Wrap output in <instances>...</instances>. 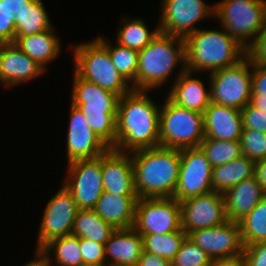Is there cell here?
<instances>
[{
    "label": "cell",
    "mask_w": 266,
    "mask_h": 266,
    "mask_svg": "<svg viewBox=\"0 0 266 266\" xmlns=\"http://www.w3.org/2000/svg\"><path fill=\"white\" fill-rule=\"evenodd\" d=\"M16 36L37 34L52 29L51 22L41 0H33L15 16Z\"/></svg>",
    "instance_id": "29"
},
{
    "label": "cell",
    "mask_w": 266,
    "mask_h": 266,
    "mask_svg": "<svg viewBox=\"0 0 266 266\" xmlns=\"http://www.w3.org/2000/svg\"><path fill=\"white\" fill-rule=\"evenodd\" d=\"M79 266H98V265H88V264H82V265H79Z\"/></svg>",
    "instance_id": "48"
},
{
    "label": "cell",
    "mask_w": 266,
    "mask_h": 266,
    "mask_svg": "<svg viewBox=\"0 0 266 266\" xmlns=\"http://www.w3.org/2000/svg\"><path fill=\"white\" fill-rule=\"evenodd\" d=\"M45 69L14 43L0 44V81L12 87L43 74Z\"/></svg>",
    "instance_id": "19"
},
{
    "label": "cell",
    "mask_w": 266,
    "mask_h": 266,
    "mask_svg": "<svg viewBox=\"0 0 266 266\" xmlns=\"http://www.w3.org/2000/svg\"><path fill=\"white\" fill-rule=\"evenodd\" d=\"M212 170L200 147L181 149L179 178L173 198L182 202L213 191Z\"/></svg>",
    "instance_id": "12"
},
{
    "label": "cell",
    "mask_w": 266,
    "mask_h": 266,
    "mask_svg": "<svg viewBox=\"0 0 266 266\" xmlns=\"http://www.w3.org/2000/svg\"><path fill=\"white\" fill-rule=\"evenodd\" d=\"M116 229L105 222L93 209L78 210L72 235L105 244Z\"/></svg>",
    "instance_id": "27"
},
{
    "label": "cell",
    "mask_w": 266,
    "mask_h": 266,
    "mask_svg": "<svg viewBox=\"0 0 266 266\" xmlns=\"http://www.w3.org/2000/svg\"><path fill=\"white\" fill-rule=\"evenodd\" d=\"M245 266H266V241H261L243 250Z\"/></svg>",
    "instance_id": "42"
},
{
    "label": "cell",
    "mask_w": 266,
    "mask_h": 266,
    "mask_svg": "<svg viewBox=\"0 0 266 266\" xmlns=\"http://www.w3.org/2000/svg\"><path fill=\"white\" fill-rule=\"evenodd\" d=\"M203 115L205 138L240 140L243 129L241 110L210 102Z\"/></svg>",
    "instance_id": "20"
},
{
    "label": "cell",
    "mask_w": 266,
    "mask_h": 266,
    "mask_svg": "<svg viewBox=\"0 0 266 266\" xmlns=\"http://www.w3.org/2000/svg\"><path fill=\"white\" fill-rule=\"evenodd\" d=\"M192 74L183 66L167 97L178 106L204 113L211 102L210 91L200 79L192 78Z\"/></svg>",
    "instance_id": "24"
},
{
    "label": "cell",
    "mask_w": 266,
    "mask_h": 266,
    "mask_svg": "<svg viewBox=\"0 0 266 266\" xmlns=\"http://www.w3.org/2000/svg\"><path fill=\"white\" fill-rule=\"evenodd\" d=\"M214 7L222 28L246 50L265 26L266 0H222Z\"/></svg>",
    "instance_id": "8"
},
{
    "label": "cell",
    "mask_w": 266,
    "mask_h": 266,
    "mask_svg": "<svg viewBox=\"0 0 266 266\" xmlns=\"http://www.w3.org/2000/svg\"><path fill=\"white\" fill-rule=\"evenodd\" d=\"M133 228L140 234H165L181 229V207L175 198H138Z\"/></svg>",
    "instance_id": "10"
},
{
    "label": "cell",
    "mask_w": 266,
    "mask_h": 266,
    "mask_svg": "<svg viewBox=\"0 0 266 266\" xmlns=\"http://www.w3.org/2000/svg\"><path fill=\"white\" fill-rule=\"evenodd\" d=\"M243 129H253L266 133V111L249 103L241 110Z\"/></svg>",
    "instance_id": "40"
},
{
    "label": "cell",
    "mask_w": 266,
    "mask_h": 266,
    "mask_svg": "<svg viewBox=\"0 0 266 266\" xmlns=\"http://www.w3.org/2000/svg\"><path fill=\"white\" fill-rule=\"evenodd\" d=\"M159 135L162 147H199L205 138L204 115L178 106L167 97L160 109Z\"/></svg>",
    "instance_id": "7"
},
{
    "label": "cell",
    "mask_w": 266,
    "mask_h": 266,
    "mask_svg": "<svg viewBox=\"0 0 266 266\" xmlns=\"http://www.w3.org/2000/svg\"><path fill=\"white\" fill-rule=\"evenodd\" d=\"M161 8L159 31L182 38L199 29L194 23L214 17L215 10L203 0H163Z\"/></svg>",
    "instance_id": "13"
},
{
    "label": "cell",
    "mask_w": 266,
    "mask_h": 266,
    "mask_svg": "<svg viewBox=\"0 0 266 266\" xmlns=\"http://www.w3.org/2000/svg\"><path fill=\"white\" fill-rule=\"evenodd\" d=\"M187 237L212 259L243 254L244 246L238 222L228 220L216 227L192 231Z\"/></svg>",
    "instance_id": "16"
},
{
    "label": "cell",
    "mask_w": 266,
    "mask_h": 266,
    "mask_svg": "<svg viewBox=\"0 0 266 266\" xmlns=\"http://www.w3.org/2000/svg\"><path fill=\"white\" fill-rule=\"evenodd\" d=\"M209 266H245V260L243 254L232 257L213 258Z\"/></svg>",
    "instance_id": "44"
},
{
    "label": "cell",
    "mask_w": 266,
    "mask_h": 266,
    "mask_svg": "<svg viewBox=\"0 0 266 266\" xmlns=\"http://www.w3.org/2000/svg\"><path fill=\"white\" fill-rule=\"evenodd\" d=\"M32 1L33 0H0V2H4L9 7L14 16H16L25 7H28Z\"/></svg>",
    "instance_id": "46"
},
{
    "label": "cell",
    "mask_w": 266,
    "mask_h": 266,
    "mask_svg": "<svg viewBox=\"0 0 266 266\" xmlns=\"http://www.w3.org/2000/svg\"><path fill=\"white\" fill-rule=\"evenodd\" d=\"M74 72L82 79L95 83L119 97L133 88L112 62L108 49L96 38L74 47Z\"/></svg>",
    "instance_id": "6"
},
{
    "label": "cell",
    "mask_w": 266,
    "mask_h": 266,
    "mask_svg": "<svg viewBox=\"0 0 266 266\" xmlns=\"http://www.w3.org/2000/svg\"><path fill=\"white\" fill-rule=\"evenodd\" d=\"M15 36V16L4 2H0V44L14 43Z\"/></svg>",
    "instance_id": "39"
},
{
    "label": "cell",
    "mask_w": 266,
    "mask_h": 266,
    "mask_svg": "<svg viewBox=\"0 0 266 266\" xmlns=\"http://www.w3.org/2000/svg\"><path fill=\"white\" fill-rule=\"evenodd\" d=\"M70 107V123L66 140L68 163L94 159L104 154L109 147L90 128L82 111L73 104Z\"/></svg>",
    "instance_id": "17"
},
{
    "label": "cell",
    "mask_w": 266,
    "mask_h": 266,
    "mask_svg": "<svg viewBox=\"0 0 266 266\" xmlns=\"http://www.w3.org/2000/svg\"><path fill=\"white\" fill-rule=\"evenodd\" d=\"M138 198H172L180 169V150L167 147L130 152Z\"/></svg>",
    "instance_id": "2"
},
{
    "label": "cell",
    "mask_w": 266,
    "mask_h": 266,
    "mask_svg": "<svg viewBox=\"0 0 266 266\" xmlns=\"http://www.w3.org/2000/svg\"><path fill=\"white\" fill-rule=\"evenodd\" d=\"M36 253V258L29 263L24 264V266H53L51 263L50 256H41L38 252Z\"/></svg>",
    "instance_id": "47"
},
{
    "label": "cell",
    "mask_w": 266,
    "mask_h": 266,
    "mask_svg": "<svg viewBox=\"0 0 266 266\" xmlns=\"http://www.w3.org/2000/svg\"><path fill=\"white\" fill-rule=\"evenodd\" d=\"M144 251L172 262L187 234L182 230L165 234H141Z\"/></svg>",
    "instance_id": "30"
},
{
    "label": "cell",
    "mask_w": 266,
    "mask_h": 266,
    "mask_svg": "<svg viewBox=\"0 0 266 266\" xmlns=\"http://www.w3.org/2000/svg\"><path fill=\"white\" fill-rule=\"evenodd\" d=\"M253 175L254 162L242 154L231 162L213 167L212 189L224 193Z\"/></svg>",
    "instance_id": "26"
},
{
    "label": "cell",
    "mask_w": 266,
    "mask_h": 266,
    "mask_svg": "<svg viewBox=\"0 0 266 266\" xmlns=\"http://www.w3.org/2000/svg\"><path fill=\"white\" fill-rule=\"evenodd\" d=\"M143 250V236L133 227L116 229L105 243L107 266H138Z\"/></svg>",
    "instance_id": "22"
},
{
    "label": "cell",
    "mask_w": 266,
    "mask_h": 266,
    "mask_svg": "<svg viewBox=\"0 0 266 266\" xmlns=\"http://www.w3.org/2000/svg\"><path fill=\"white\" fill-rule=\"evenodd\" d=\"M241 152L256 162L266 158V133L253 129H242L240 137Z\"/></svg>",
    "instance_id": "36"
},
{
    "label": "cell",
    "mask_w": 266,
    "mask_h": 266,
    "mask_svg": "<svg viewBox=\"0 0 266 266\" xmlns=\"http://www.w3.org/2000/svg\"><path fill=\"white\" fill-rule=\"evenodd\" d=\"M243 246L266 241V195L239 222Z\"/></svg>",
    "instance_id": "32"
},
{
    "label": "cell",
    "mask_w": 266,
    "mask_h": 266,
    "mask_svg": "<svg viewBox=\"0 0 266 266\" xmlns=\"http://www.w3.org/2000/svg\"><path fill=\"white\" fill-rule=\"evenodd\" d=\"M160 109L145 90H132L119 99L116 143L112 149L132 152L160 146Z\"/></svg>",
    "instance_id": "1"
},
{
    "label": "cell",
    "mask_w": 266,
    "mask_h": 266,
    "mask_svg": "<svg viewBox=\"0 0 266 266\" xmlns=\"http://www.w3.org/2000/svg\"><path fill=\"white\" fill-rule=\"evenodd\" d=\"M186 70L213 72L237 64L247 55L224 28L222 31L198 29L184 38Z\"/></svg>",
    "instance_id": "3"
},
{
    "label": "cell",
    "mask_w": 266,
    "mask_h": 266,
    "mask_svg": "<svg viewBox=\"0 0 266 266\" xmlns=\"http://www.w3.org/2000/svg\"><path fill=\"white\" fill-rule=\"evenodd\" d=\"M138 266H171V262L143 250Z\"/></svg>",
    "instance_id": "43"
},
{
    "label": "cell",
    "mask_w": 266,
    "mask_h": 266,
    "mask_svg": "<svg viewBox=\"0 0 266 266\" xmlns=\"http://www.w3.org/2000/svg\"><path fill=\"white\" fill-rule=\"evenodd\" d=\"M249 104L266 111V67L252 63V95Z\"/></svg>",
    "instance_id": "37"
},
{
    "label": "cell",
    "mask_w": 266,
    "mask_h": 266,
    "mask_svg": "<svg viewBox=\"0 0 266 266\" xmlns=\"http://www.w3.org/2000/svg\"><path fill=\"white\" fill-rule=\"evenodd\" d=\"M138 68L133 90H147L163 85L180 62L185 66L184 38L159 33L138 51Z\"/></svg>",
    "instance_id": "4"
},
{
    "label": "cell",
    "mask_w": 266,
    "mask_h": 266,
    "mask_svg": "<svg viewBox=\"0 0 266 266\" xmlns=\"http://www.w3.org/2000/svg\"><path fill=\"white\" fill-rule=\"evenodd\" d=\"M72 103L84 114L90 128L109 148L116 143V122L120 97L86 81L74 72Z\"/></svg>",
    "instance_id": "5"
},
{
    "label": "cell",
    "mask_w": 266,
    "mask_h": 266,
    "mask_svg": "<svg viewBox=\"0 0 266 266\" xmlns=\"http://www.w3.org/2000/svg\"><path fill=\"white\" fill-rule=\"evenodd\" d=\"M247 56L253 64L266 67V23L253 44L247 49Z\"/></svg>",
    "instance_id": "41"
},
{
    "label": "cell",
    "mask_w": 266,
    "mask_h": 266,
    "mask_svg": "<svg viewBox=\"0 0 266 266\" xmlns=\"http://www.w3.org/2000/svg\"><path fill=\"white\" fill-rule=\"evenodd\" d=\"M78 210L72 194L62 185L44 208L35 251L52 239L70 235Z\"/></svg>",
    "instance_id": "14"
},
{
    "label": "cell",
    "mask_w": 266,
    "mask_h": 266,
    "mask_svg": "<svg viewBox=\"0 0 266 266\" xmlns=\"http://www.w3.org/2000/svg\"><path fill=\"white\" fill-rule=\"evenodd\" d=\"M266 195L256 177L241 181L223 193L227 219L239 222L248 215Z\"/></svg>",
    "instance_id": "23"
},
{
    "label": "cell",
    "mask_w": 266,
    "mask_h": 266,
    "mask_svg": "<svg viewBox=\"0 0 266 266\" xmlns=\"http://www.w3.org/2000/svg\"><path fill=\"white\" fill-rule=\"evenodd\" d=\"M127 19L128 18L125 17L122 19L124 25H122V28L119 29L118 35H116V42L121 46L137 51L143 50L159 33L158 26L153 32H150L142 19Z\"/></svg>",
    "instance_id": "31"
},
{
    "label": "cell",
    "mask_w": 266,
    "mask_h": 266,
    "mask_svg": "<svg viewBox=\"0 0 266 266\" xmlns=\"http://www.w3.org/2000/svg\"><path fill=\"white\" fill-rule=\"evenodd\" d=\"M199 147L206 154L212 167L231 162L242 155L240 140L204 138Z\"/></svg>",
    "instance_id": "34"
},
{
    "label": "cell",
    "mask_w": 266,
    "mask_h": 266,
    "mask_svg": "<svg viewBox=\"0 0 266 266\" xmlns=\"http://www.w3.org/2000/svg\"><path fill=\"white\" fill-rule=\"evenodd\" d=\"M83 264L107 266L105 244H100L86 238H79Z\"/></svg>",
    "instance_id": "38"
},
{
    "label": "cell",
    "mask_w": 266,
    "mask_h": 266,
    "mask_svg": "<svg viewBox=\"0 0 266 266\" xmlns=\"http://www.w3.org/2000/svg\"><path fill=\"white\" fill-rule=\"evenodd\" d=\"M63 186L72 194L79 210L93 209L104 191L101 155L68 163Z\"/></svg>",
    "instance_id": "11"
},
{
    "label": "cell",
    "mask_w": 266,
    "mask_h": 266,
    "mask_svg": "<svg viewBox=\"0 0 266 266\" xmlns=\"http://www.w3.org/2000/svg\"><path fill=\"white\" fill-rule=\"evenodd\" d=\"M14 44L45 70L46 63L60 53V39L53 33V28L37 34L15 36Z\"/></svg>",
    "instance_id": "25"
},
{
    "label": "cell",
    "mask_w": 266,
    "mask_h": 266,
    "mask_svg": "<svg viewBox=\"0 0 266 266\" xmlns=\"http://www.w3.org/2000/svg\"><path fill=\"white\" fill-rule=\"evenodd\" d=\"M212 258L188 237L182 242L171 266H209Z\"/></svg>",
    "instance_id": "35"
},
{
    "label": "cell",
    "mask_w": 266,
    "mask_h": 266,
    "mask_svg": "<svg viewBox=\"0 0 266 266\" xmlns=\"http://www.w3.org/2000/svg\"><path fill=\"white\" fill-rule=\"evenodd\" d=\"M54 251V260L60 266H79L83 264L79 237L66 235L50 240L38 253L41 256H49Z\"/></svg>",
    "instance_id": "28"
},
{
    "label": "cell",
    "mask_w": 266,
    "mask_h": 266,
    "mask_svg": "<svg viewBox=\"0 0 266 266\" xmlns=\"http://www.w3.org/2000/svg\"><path fill=\"white\" fill-rule=\"evenodd\" d=\"M181 228L192 231L212 228L228 221L223 193L211 191L180 202Z\"/></svg>",
    "instance_id": "15"
},
{
    "label": "cell",
    "mask_w": 266,
    "mask_h": 266,
    "mask_svg": "<svg viewBox=\"0 0 266 266\" xmlns=\"http://www.w3.org/2000/svg\"><path fill=\"white\" fill-rule=\"evenodd\" d=\"M251 68L252 61L246 55L235 65L211 72V102L242 110L252 95Z\"/></svg>",
    "instance_id": "9"
},
{
    "label": "cell",
    "mask_w": 266,
    "mask_h": 266,
    "mask_svg": "<svg viewBox=\"0 0 266 266\" xmlns=\"http://www.w3.org/2000/svg\"><path fill=\"white\" fill-rule=\"evenodd\" d=\"M101 169L104 191L118 195H138L131 154L109 148L101 155Z\"/></svg>",
    "instance_id": "18"
},
{
    "label": "cell",
    "mask_w": 266,
    "mask_h": 266,
    "mask_svg": "<svg viewBox=\"0 0 266 266\" xmlns=\"http://www.w3.org/2000/svg\"><path fill=\"white\" fill-rule=\"evenodd\" d=\"M107 49L112 62L118 72L129 83L132 82V87L135 85L136 73L138 68V51L119 45L118 43L110 45L103 36L97 38Z\"/></svg>",
    "instance_id": "33"
},
{
    "label": "cell",
    "mask_w": 266,
    "mask_h": 266,
    "mask_svg": "<svg viewBox=\"0 0 266 266\" xmlns=\"http://www.w3.org/2000/svg\"><path fill=\"white\" fill-rule=\"evenodd\" d=\"M254 176L266 193V158L254 162Z\"/></svg>",
    "instance_id": "45"
},
{
    "label": "cell",
    "mask_w": 266,
    "mask_h": 266,
    "mask_svg": "<svg viewBox=\"0 0 266 266\" xmlns=\"http://www.w3.org/2000/svg\"><path fill=\"white\" fill-rule=\"evenodd\" d=\"M138 195H118L103 191L93 210L115 229L132 228Z\"/></svg>",
    "instance_id": "21"
}]
</instances>
